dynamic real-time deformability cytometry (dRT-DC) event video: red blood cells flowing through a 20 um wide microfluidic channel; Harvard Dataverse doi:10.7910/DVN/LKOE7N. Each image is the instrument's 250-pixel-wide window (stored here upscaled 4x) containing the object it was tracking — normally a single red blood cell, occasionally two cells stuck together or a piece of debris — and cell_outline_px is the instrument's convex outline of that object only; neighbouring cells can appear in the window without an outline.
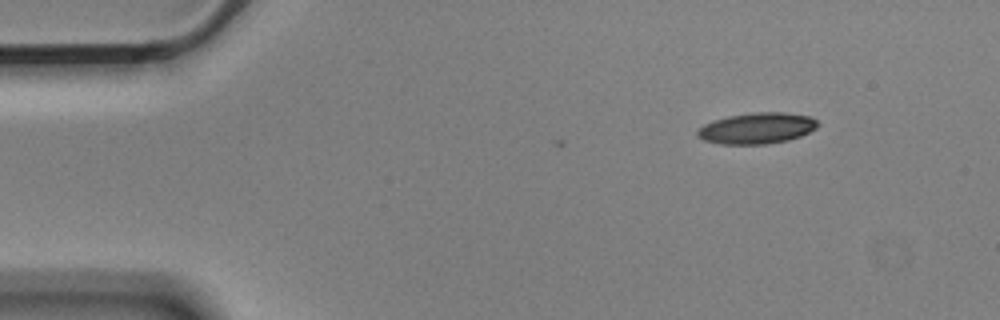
{"species": "Egyptian fruit bat (a non-hibernating species)", "species_latin": "Rousettus aegyptiacus", "temperature_condition": "cold", "stored_images_in_passage": 2, "camera_frame_rate_fps": 3000, "um_per_image_px": 0.085, "animal": {"sex": "male"}, "frame": {"image": 1, "passage_image": 2, "time_ms": 0.333, "image_size_px": [1000, 320], "cell_outline_px": [[820, 124], [816, 128], [800, 136], [788, 140], [764, 144], [720, 144], [704, 140], [696, 136], [696, 132], [704, 124], [712, 120], [728, 116], [752, 112], [784, 112], [812, 116]], "centroid_in_image_um": [64.33, 10.89], "position_along_channel_um": 20.7, "area_um2": 21.91}}